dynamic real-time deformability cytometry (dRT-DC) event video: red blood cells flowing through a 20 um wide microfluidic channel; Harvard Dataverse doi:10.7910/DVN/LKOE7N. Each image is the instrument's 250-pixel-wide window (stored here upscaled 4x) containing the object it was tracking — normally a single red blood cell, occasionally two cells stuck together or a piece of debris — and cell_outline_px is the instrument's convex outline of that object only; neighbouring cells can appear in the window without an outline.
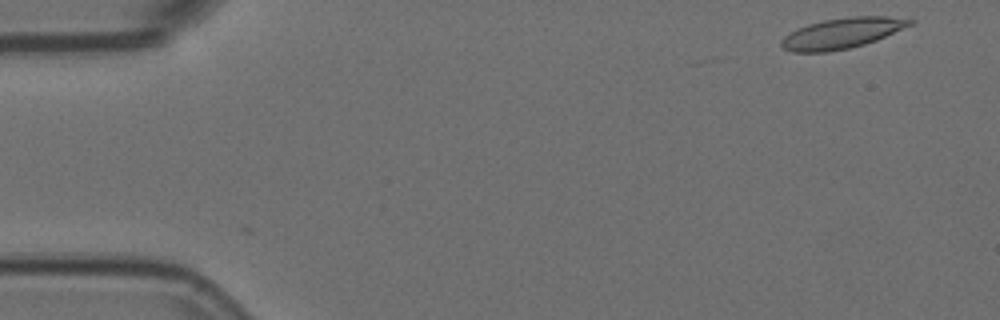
{"species": "Egyptian fruit bat (a non-hibernating species)", "species_latin": "Rousettus aegyptiacus", "temperature_condition": "room temperature", "stored_images_in_passage": 2, "camera_frame_rate_fps": 3000, "um_per_image_px": 0.085, "animal": {"sex": "female"}, "frame": {"image": 1, "passage_image": 2, "time_ms": 0.333, "image_size_px": [1000, 320], "cell_outline_px": [[916, 20], [912, 24], [876, 40], [864, 44], [848, 48], [828, 52], [792, 52], [784, 48], [780, 44], [780, 40], [784, 36], [796, 28], [808, 24], [824, 20], [848, 16], [888, 16]], "centroid_in_image_um": [71.54, 2.81], "position_along_channel_um": 13.5, "area_um2": 22.83}}